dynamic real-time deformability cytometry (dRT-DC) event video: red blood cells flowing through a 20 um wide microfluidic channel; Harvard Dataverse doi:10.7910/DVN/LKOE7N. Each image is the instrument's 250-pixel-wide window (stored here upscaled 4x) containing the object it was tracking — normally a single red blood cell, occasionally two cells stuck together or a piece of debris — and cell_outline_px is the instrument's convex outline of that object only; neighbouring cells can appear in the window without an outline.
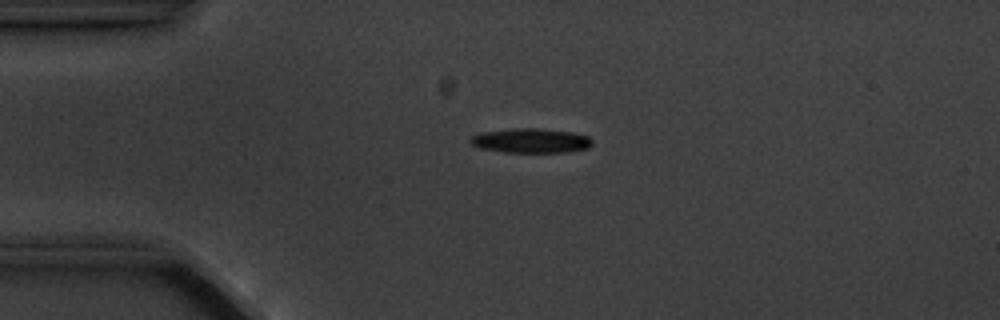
{"species": "common noctule bat (a hibernating species)", "species_latin": "Nyctalus noctula", "temperature_condition": "cold", "stored_images_in_passage": 5, "camera_frame_rate_fps": 3000, "um_per_image_px": 0.085, "animal": {"sex": "male", "body_mass_g": 20.1, "forearm_length_mm": 53.5}, "frame": {"image": 1, "passage_image": 3, "time_ms": 2.333, "image_size_px": [1000, 320], "cell_outline_px": [[592, 144], [588, 148], [568, 152], [504, 152], [480, 148], [472, 144], [468, 140], [472, 136], [480, 132], [512, 128], [540, 128], [572, 132], [588, 136], [592, 140]], "centroid_in_image_um": [45.11, 11.95], "position_along_channel_um": 39.9, "area_um2": 17.51}}